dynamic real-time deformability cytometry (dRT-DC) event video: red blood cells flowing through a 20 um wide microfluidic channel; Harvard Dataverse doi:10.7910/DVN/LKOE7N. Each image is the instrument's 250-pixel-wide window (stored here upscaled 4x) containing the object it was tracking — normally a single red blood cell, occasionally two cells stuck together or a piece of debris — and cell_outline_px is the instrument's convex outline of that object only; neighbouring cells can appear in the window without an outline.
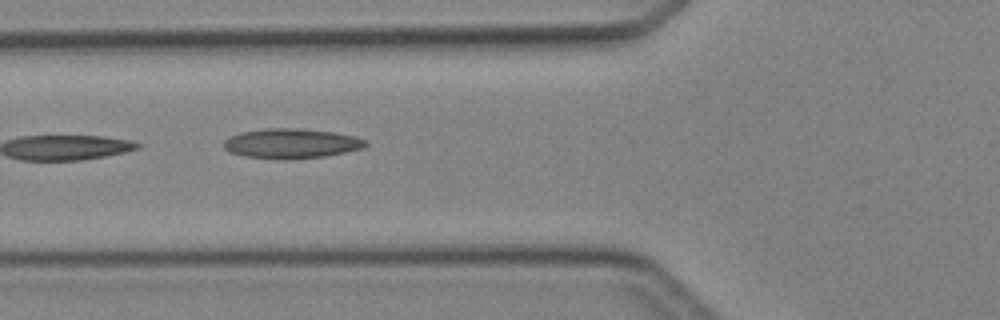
{"species": "Egyptian fruit bat (a non-hibernating species)", "species_latin": "Rousettus aegyptiacus", "temperature_condition": "cold", "stored_images_in_passage": 5, "camera_frame_rate_fps": 3000, "um_per_image_px": 0.085, "animal": {"sex": "female"}, "frame": {"image": 1, "passage_image": 4, "time_ms": 4.333, "image_size_px": [1000, 320], "cell_outline_px": [[368, 144], [364, 148], [324, 156], [288, 160], [284, 160], [248, 156], [232, 152], [224, 148], [224, 140], [240, 132], [268, 128], [300, 128], [332, 132], [356, 136], [364, 140]], "centroid_in_image_um": [24.79, 12.19], "position_along_channel_um": 101.0, "area_um2": 24.45}}
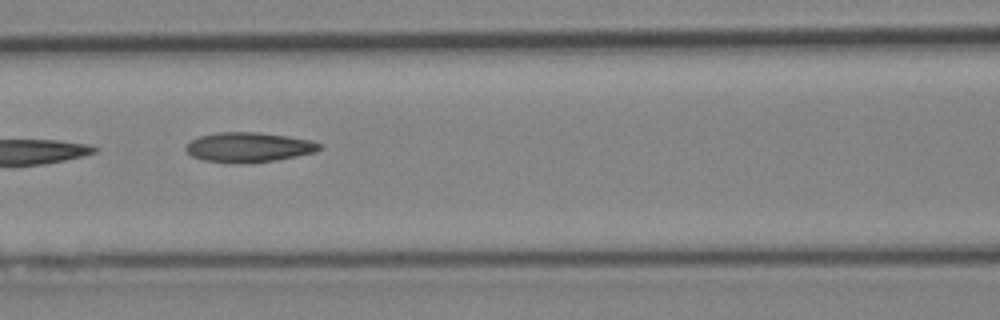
{"frame": {"image": 2, "passage_image": 5, "time_ms": 5.333, "image_size_px": [1000, 320], "cell_outline_px": [[320, 148], [316, 152], [276, 160], [252, 164], [240, 164], [204, 160], [192, 156], [184, 148], [184, 144], [200, 136], [216, 132], [256, 132], [288, 136], [312, 140], [320, 144]], "centroid_in_image_um": [21.12, 12.52], "position_along_channel_um": 145.5, "area_um2": 23.41}}